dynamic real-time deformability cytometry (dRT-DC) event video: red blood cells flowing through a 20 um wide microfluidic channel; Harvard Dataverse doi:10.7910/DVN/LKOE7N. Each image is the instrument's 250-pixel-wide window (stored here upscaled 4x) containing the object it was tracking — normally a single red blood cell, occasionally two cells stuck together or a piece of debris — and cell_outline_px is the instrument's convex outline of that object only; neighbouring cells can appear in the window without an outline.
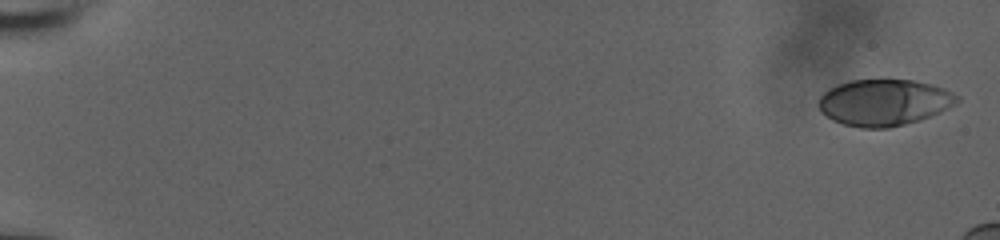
{"species": "human", "species_latin": "Homo sapiens", "temperature_condition": "room temperature", "stored_images_in_passage": 10, "camera_frame_rate_fps": 3000, "um_per_image_px": 0.085, "donor": {"sex": "male"}, "frame": {"image": 1, "passage_image": 1, "time_ms": 0.0, "image_size_px": [1000, 240], "cell_outline_px": [[960, 100], [956, 104], [940, 112], [920, 120], [888, 128], [860, 128], [844, 124], [832, 120], [820, 112], [816, 104], [820, 96], [828, 88], [852, 80], [912, 80], [932, 84], [944, 88], [960, 96]], "centroid_in_image_um": [75.14, 8.71], "position_along_channel_um": 9.9, "area_um2": 37.69}}